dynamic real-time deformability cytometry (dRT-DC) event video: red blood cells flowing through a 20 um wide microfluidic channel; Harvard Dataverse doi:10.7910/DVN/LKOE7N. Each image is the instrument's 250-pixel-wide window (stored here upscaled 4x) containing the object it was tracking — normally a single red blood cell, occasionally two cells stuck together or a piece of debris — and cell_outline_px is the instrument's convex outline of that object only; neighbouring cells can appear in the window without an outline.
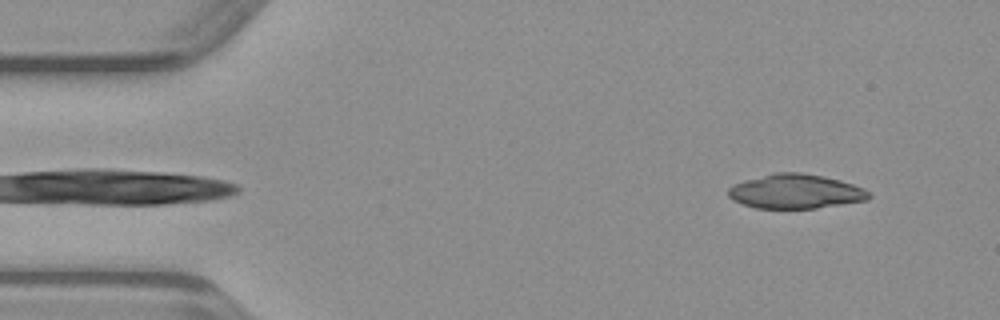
{"species": "common noctule bat (a hibernating species)", "species_latin": "Nyctalus noctula", "temperature_condition": "warm", "stored_images_in_passage": 12, "camera_frame_rate_fps": 3000, "um_per_image_px": 0.085, "animal": {"sex": "male", "body_mass_g": 23.1, "forearm_length_mm": 52.7}, "frame": {"image": 1, "passage_image": 4, "time_ms": 1.0, "image_size_px": [1000, 320], "cell_outline_px": [[872, 196], [868, 200], [816, 208], [756, 208], [732, 200], [728, 196], [728, 188], [732, 184], [744, 180], [776, 172], [800, 172], [824, 176], [840, 180], [864, 188]], "centroid_in_image_um": [67.61, 16.27], "position_along_channel_um": 17.4, "area_um2": 28.21}}